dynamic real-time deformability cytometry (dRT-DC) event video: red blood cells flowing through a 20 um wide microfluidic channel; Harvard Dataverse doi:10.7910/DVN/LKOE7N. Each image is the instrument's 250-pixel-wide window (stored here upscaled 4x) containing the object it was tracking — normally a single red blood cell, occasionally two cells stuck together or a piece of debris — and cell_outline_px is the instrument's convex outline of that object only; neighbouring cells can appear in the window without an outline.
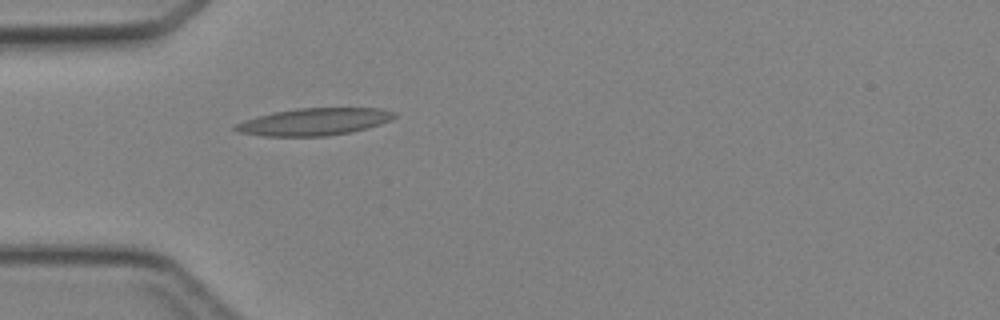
{"species": "Egyptian fruit bat (a non-hibernating species)", "species_latin": "Rousettus aegyptiacus", "temperature_condition": "cold", "stored_images_in_passage": 1, "camera_frame_rate_fps": 3000, "um_per_image_px": 0.085, "animal": {"sex": "female"}, "frame": {"image": 1, "passage_image": 1, "time_ms": 0.0, "image_size_px": [1000, 320], "cell_outline_px": [[396, 116], [392, 120], [368, 128], [352, 132], [324, 136], [264, 136], [240, 132], [232, 128], [236, 124], [244, 120], [272, 112], [296, 108], [380, 108], [396, 112]], "centroid_in_image_um": [26.74, 10.34], "position_along_channel_um": 58.3, "area_um2": 25.26}}